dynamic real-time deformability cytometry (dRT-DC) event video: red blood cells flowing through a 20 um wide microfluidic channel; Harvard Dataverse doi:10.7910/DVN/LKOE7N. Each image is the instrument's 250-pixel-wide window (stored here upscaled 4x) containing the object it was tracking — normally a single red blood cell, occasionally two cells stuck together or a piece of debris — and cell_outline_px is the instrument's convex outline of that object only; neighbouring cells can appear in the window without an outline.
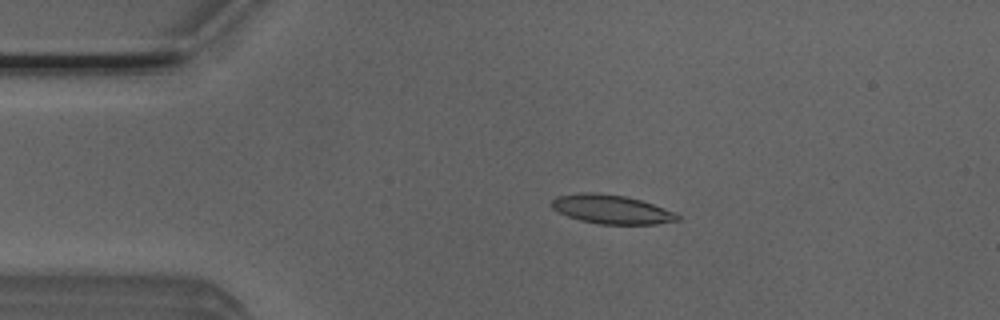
{"species": "Egyptian fruit bat (a non-hibernating species)", "species_latin": "Rousettus aegyptiacus", "temperature_condition": "room temperature", "stored_images_in_passage": 3, "camera_frame_rate_fps": 3000, "um_per_image_px": 0.085, "animal": {"sex": "male"}, "frame": {"image": 1, "passage_image": 2, "time_ms": 0.333, "image_size_px": [1000, 320], "cell_outline_px": [[680, 220], [656, 224], [600, 224], [580, 220], [568, 216], [552, 208], [548, 204], [556, 196], [584, 192], [596, 192], [624, 196], [640, 200], [676, 212], [680, 216]], "centroid_in_image_um": [51.96, 17.79], "position_along_channel_um": 33.0, "area_um2": 21.21}}